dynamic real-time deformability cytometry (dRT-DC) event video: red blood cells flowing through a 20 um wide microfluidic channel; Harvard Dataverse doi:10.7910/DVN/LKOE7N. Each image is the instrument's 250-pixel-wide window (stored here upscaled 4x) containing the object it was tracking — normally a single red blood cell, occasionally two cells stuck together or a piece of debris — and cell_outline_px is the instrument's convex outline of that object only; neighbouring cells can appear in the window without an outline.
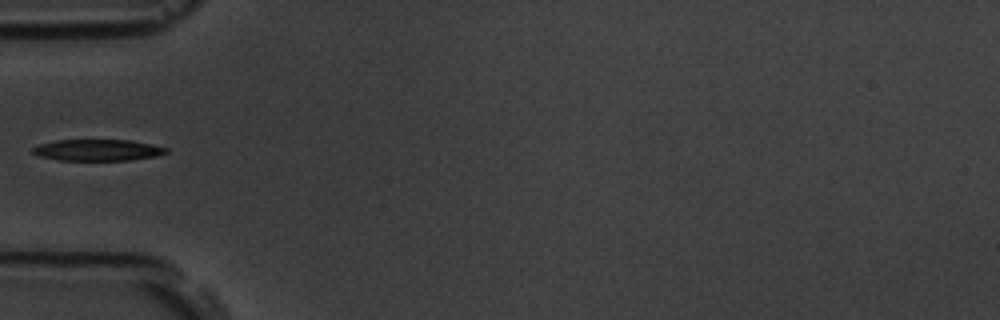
{"species": "common noctule bat (a hibernating species)", "species_latin": "Nyctalus noctula", "temperature_condition": "room temperature", "stored_images_in_passage": 36, "camera_frame_rate_fps": 3000, "um_per_image_px": 0.085, "animal": {"sex": "male", "body_mass_g": 19.5, "forearm_length_mm": 54.6}, "frame": {"image": 1, "passage_image": 1, "time_ms": 0.0, "image_size_px": [1000, 320], "cell_outline_px": [[168, 152], [156, 156], [132, 160], [56, 160], [36, 156], [32, 152], [32, 148], [40, 144], [56, 140], [132, 140], [168, 148]], "centroid_in_image_um": [8.27, 12.76], "position_along_channel_um": 76.7, "area_um2": 16.7}}